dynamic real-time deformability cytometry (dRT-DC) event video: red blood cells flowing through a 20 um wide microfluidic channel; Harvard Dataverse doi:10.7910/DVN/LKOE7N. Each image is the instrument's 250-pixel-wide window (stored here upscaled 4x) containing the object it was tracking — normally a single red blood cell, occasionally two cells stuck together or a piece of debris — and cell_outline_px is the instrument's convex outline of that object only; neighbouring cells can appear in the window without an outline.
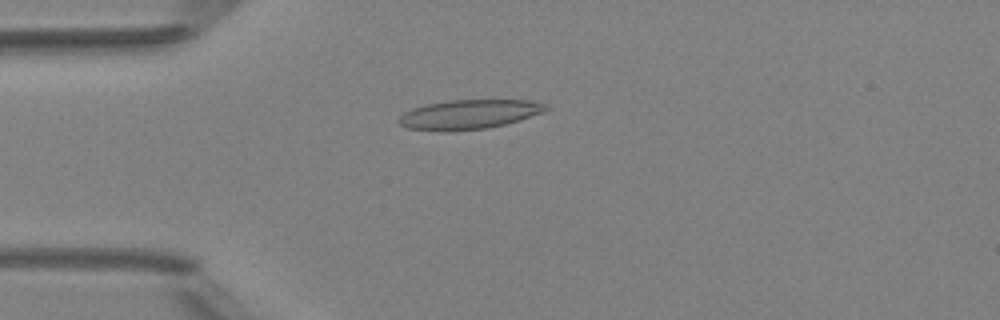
{"species": "Egyptian fruit bat (a non-hibernating species)", "species_latin": "Rousettus aegyptiacus", "temperature_condition": "room temperature", "stored_images_in_passage": 4, "camera_frame_rate_fps": 3000, "um_per_image_px": 0.085, "animal": {"sex": "female"}, "frame": {"image": 1, "passage_image": 3, "time_ms": 2.333, "image_size_px": [1000, 320], "cell_outline_px": [[548, 108], [544, 112], [504, 124], [488, 128], [444, 132], [440, 132], [408, 128], [400, 124], [400, 116], [404, 112], [412, 108], [428, 104], [452, 100], [528, 100], [548, 104]], "centroid_in_image_um": [39.86, 9.73], "position_along_channel_um": 45.1, "area_um2": 25.09}}